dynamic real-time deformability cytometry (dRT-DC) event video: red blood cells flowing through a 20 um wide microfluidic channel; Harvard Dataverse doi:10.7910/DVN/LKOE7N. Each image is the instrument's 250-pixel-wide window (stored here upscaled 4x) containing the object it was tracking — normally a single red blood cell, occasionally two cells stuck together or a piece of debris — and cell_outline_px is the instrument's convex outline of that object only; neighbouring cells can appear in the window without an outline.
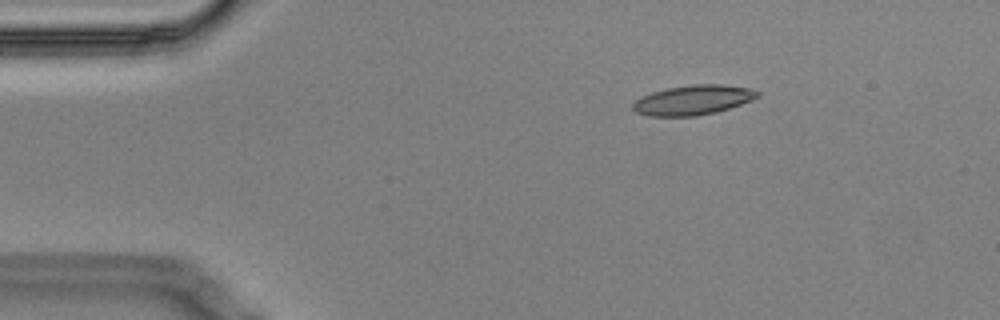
{"species": "Egyptian fruit bat (a non-hibernating species)", "species_latin": "Rousettus aegyptiacus", "temperature_condition": "cold", "stored_images_in_passage": 3, "camera_frame_rate_fps": 3000, "um_per_image_px": 0.085, "animal": {"sex": "male"}, "frame": {"image": 1, "passage_image": 1, "time_ms": 0.0, "image_size_px": [1000, 320], "cell_outline_px": [[760, 96], [752, 100], [716, 112], [696, 116], [648, 116], [636, 112], [632, 108], [632, 104], [636, 100], [652, 92], [668, 88], [696, 84], [720, 84], [748, 88], [760, 92]], "centroid_in_image_um": [58.91, 8.51], "position_along_channel_um": 26.1, "area_um2": 21.39}}